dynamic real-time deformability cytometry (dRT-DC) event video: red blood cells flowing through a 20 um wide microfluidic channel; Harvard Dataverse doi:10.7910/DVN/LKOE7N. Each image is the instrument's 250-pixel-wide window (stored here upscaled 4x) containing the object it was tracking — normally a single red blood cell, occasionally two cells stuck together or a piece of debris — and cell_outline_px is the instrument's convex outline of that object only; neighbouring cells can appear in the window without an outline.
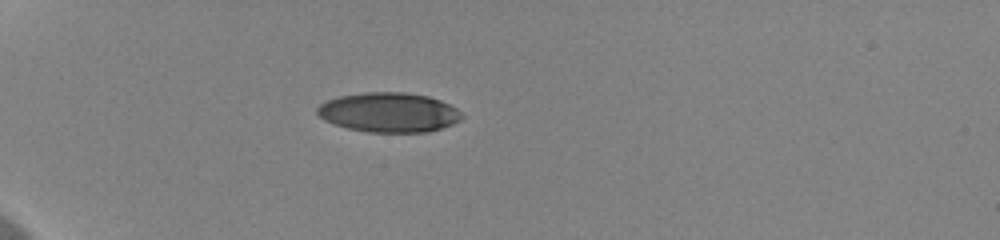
{"species": "human", "species_latin": "Homo sapiens", "temperature_condition": "cold", "stored_images_in_passage": 34, "camera_frame_rate_fps": 3000, "um_per_image_px": 0.085, "donor": {"sex": "female"}, "frame": {"image": 1, "passage_image": 1, "time_ms": 0.0, "image_size_px": [1000, 240], "cell_outline_px": [[464, 116], [460, 120], [452, 124], [428, 132], [368, 132], [348, 128], [324, 120], [316, 112], [316, 108], [320, 104], [328, 100], [340, 96], [364, 92], [404, 92], [428, 96], [440, 100], [456, 108]], "centroid_in_image_um": [33.06, 9.55], "position_along_channel_um": 51.9, "area_um2": 33.23}}
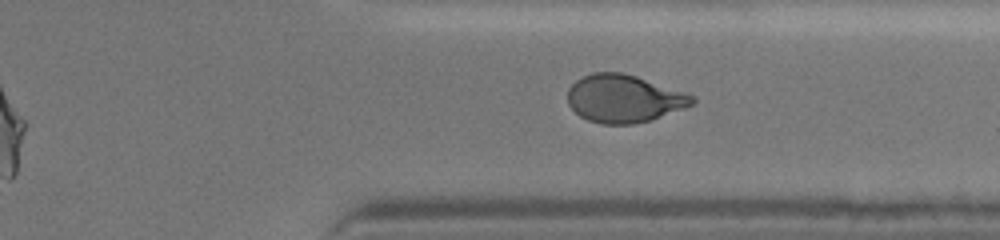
{"frame": {"image": 2, "passage_image": 29, "time_ms": 9.333, "image_size_px": [1000, 240], "cell_outline_px": [[696, 100], [692, 104], [684, 108], [652, 120], [632, 124], [600, 124], [588, 120], [580, 116], [568, 104], [568, 88], [576, 80], [592, 72], [624, 72], [696, 96]], "centroid_in_image_um": [53.03, 8.38], "position_along_channel_um": 358.4, "area_um2": 34.68}}
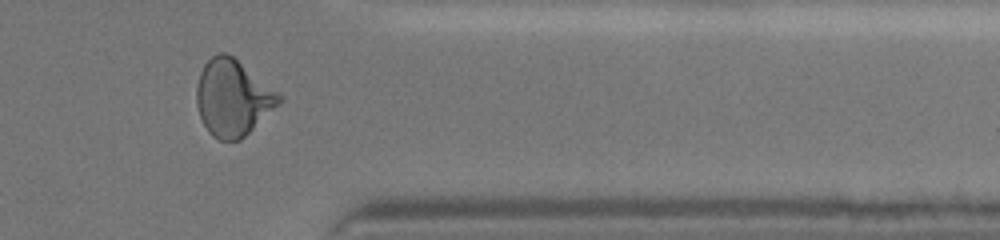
{"frame": {"image": 3, "passage_image": 32, "time_ms": 10.333, "image_size_px": [1000, 240], "cell_outline_px": [[284, 100], [280, 104], [240, 140], [220, 140], [212, 136], [208, 132], [200, 116], [196, 104], [196, 88], [200, 72], [204, 64], [216, 52], [224, 52], [232, 56], [276, 92]], "centroid_in_image_um": [19.74, 8.33], "position_along_channel_um": 391.7, "area_um2": 36.13}, "authors_computed_cell_mechanics": {"area_um2": 34.9979, "velocity_mm_per_s": 3.6534, "shape_relaxation_time_tau1_ms": 3.7124, "shape_relaxation_time_tau2_ms": 1.6934, "deformation_change_tau1": 0.162, "deformation_change_tau2": 0.0669}}